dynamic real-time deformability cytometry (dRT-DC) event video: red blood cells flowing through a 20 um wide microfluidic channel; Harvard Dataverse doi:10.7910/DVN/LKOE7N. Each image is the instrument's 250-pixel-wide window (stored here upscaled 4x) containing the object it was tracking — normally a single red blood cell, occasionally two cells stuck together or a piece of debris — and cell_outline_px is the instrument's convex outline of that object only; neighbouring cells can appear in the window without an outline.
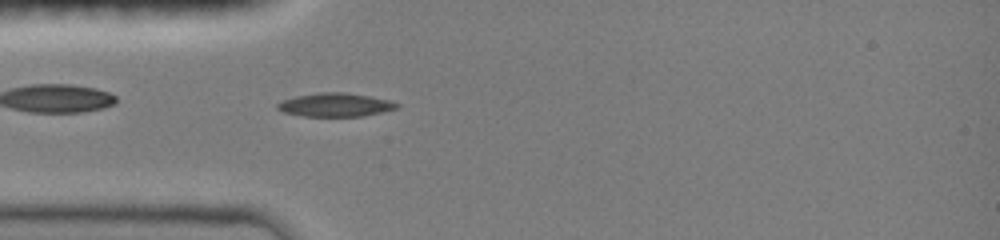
{"species": "common noctule bat (a hibernating species)", "species_latin": "Nyctalus noctula", "temperature_condition": "room temperature", "stored_images_in_passage": 39, "camera_frame_rate_fps": 3000, "um_per_image_px": 0.085, "animal": {"sex": "female", "body_mass_g": 19.0, "forearm_length_mm": 51.5}, "frame": {"image": 1, "passage_image": 5, "time_ms": 1.333, "image_size_px": [1000, 240], "cell_outline_px": [[400, 108], [364, 116], [304, 116], [284, 112], [276, 108], [276, 104], [284, 100], [296, 96], [320, 92], [344, 92], [368, 96], [388, 100], [400, 104]], "centroid_in_image_um": [28.52, 8.91], "position_along_channel_um": 56.5, "area_um2": 16.3}}
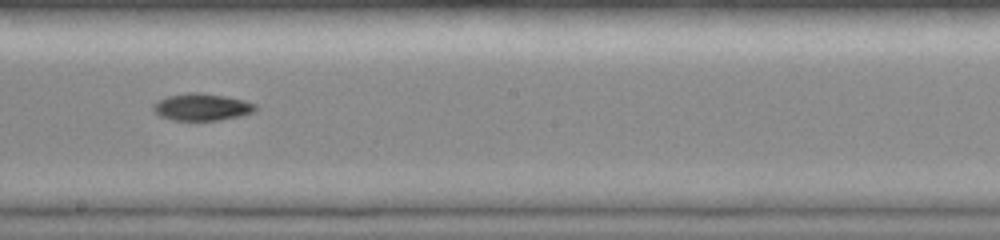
{"frame": {"image": 2, "passage_image": 18, "time_ms": 5.667, "image_size_px": [1000, 240], "cell_outline_px": [[256, 112], [240, 116], [220, 120], [172, 120], [160, 116], [152, 108], [152, 104], [156, 100], [168, 96], [188, 92], [200, 92], [224, 96], [244, 100], [256, 104]], "centroid_in_image_um": [17.15, 9.09], "position_along_channel_um": 231.1, "area_um2": 16.24}}
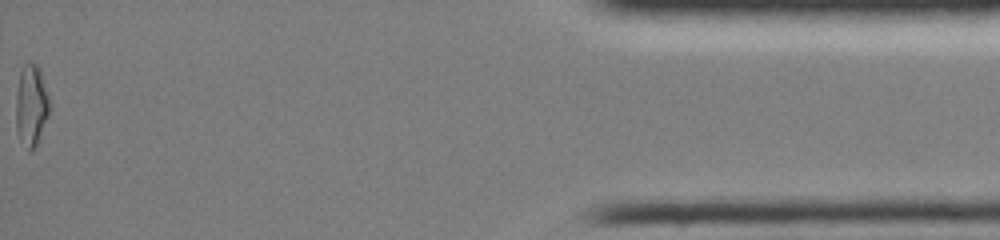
{"frame": {"image": 3, "passage_image": 39, "time_ms": 12.667, "image_size_px": [1000, 240], "cell_outline_px": [[48, 116], [36, 144], [28, 152], [20, 140], [16, 128], [16, 96], [20, 72], [24, 64], [36, 64], [40, 68], [48, 96]], "centroid_in_image_um": [2.63, 8.96], "position_along_channel_um": 432.6, "area_um2": 15.55}, "authors_computed_cell_mechanics": {"area_um2": 15.606, "velocity_mm_per_s": 4.0712, "shape_relaxation_time_tau1_ms": 6.1517, "shape_relaxation_time_tau2_ms": null, "deformation_change_tau1": 0.1888, "deformation_change_tau2": null}}